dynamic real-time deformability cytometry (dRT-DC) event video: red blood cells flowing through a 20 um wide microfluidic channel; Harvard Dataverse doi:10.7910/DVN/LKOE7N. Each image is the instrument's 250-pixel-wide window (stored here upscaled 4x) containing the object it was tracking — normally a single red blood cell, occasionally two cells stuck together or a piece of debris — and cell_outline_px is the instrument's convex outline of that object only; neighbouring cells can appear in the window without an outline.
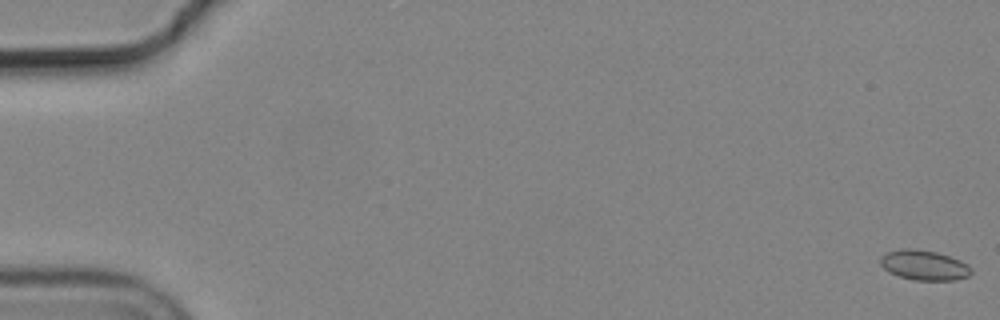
{"species": "common noctule bat (a hibernating species)", "species_latin": "Nyctalus noctula", "temperature_condition": "cold", "stored_images_in_passage": 11, "camera_frame_rate_fps": 3000, "um_per_image_px": 0.085, "animal": {"sex": "male", "body_mass_g": 19.2, "forearm_length_mm": 51.8}, "frame": {"image": 1, "passage_image": 1, "time_ms": 0.0, "image_size_px": [1000, 320], "cell_outline_px": [[972, 272], [968, 276], [956, 280], [912, 280], [888, 272], [880, 264], [880, 256], [888, 252], [900, 248], [912, 248], [936, 252], [960, 260], [968, 264], [972, 268]], "centroid_in_image_um": [78.54, 22.54], "position_along_channel_um": 6.5, "area_um2": 15.95}}